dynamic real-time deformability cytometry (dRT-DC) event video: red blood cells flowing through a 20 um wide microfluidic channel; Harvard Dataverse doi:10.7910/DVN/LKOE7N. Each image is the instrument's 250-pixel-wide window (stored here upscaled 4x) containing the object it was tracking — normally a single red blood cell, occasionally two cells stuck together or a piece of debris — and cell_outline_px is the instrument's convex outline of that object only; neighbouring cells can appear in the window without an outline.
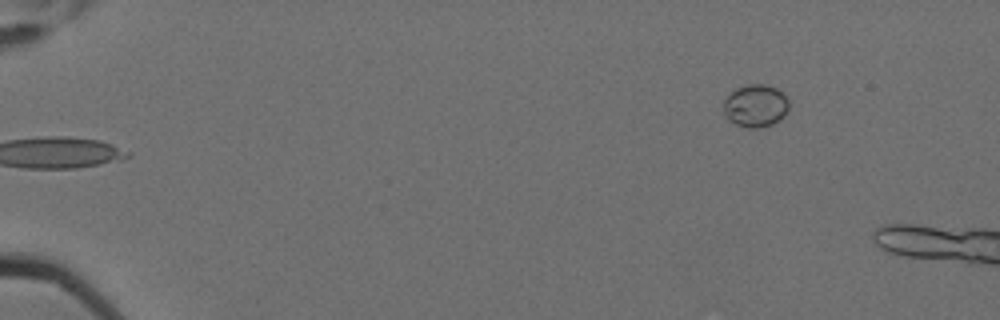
{"species": "Egyptian fruit bat (a non-hibernating species)", "species_latin": "Rousettus aegyptiacus", "temperature_condition": "cold", "stored_images_in_passage": 3, "camera_frame_rate_fps": 3000, "um_per_image_px": 0.085, "animal": {"sex": "female"}, "frame": {"image": 1, "passage_image": 1, "time_ms": 0.0, "image_size_px": [1000, 320], "cell_outline_px": [[788, 112], [780, 120], [772, 124], [760, 128], [748, 128], [736, 124], [728, 120], [724, 116], [724, 100], [736, 88], [748, 84], [764, 84], [776, 88], [788, 100]], "centroid_in_image_um": [64.21, 9.01], "position_along_channel_um": 20.8, "area_um2": 16.24}}